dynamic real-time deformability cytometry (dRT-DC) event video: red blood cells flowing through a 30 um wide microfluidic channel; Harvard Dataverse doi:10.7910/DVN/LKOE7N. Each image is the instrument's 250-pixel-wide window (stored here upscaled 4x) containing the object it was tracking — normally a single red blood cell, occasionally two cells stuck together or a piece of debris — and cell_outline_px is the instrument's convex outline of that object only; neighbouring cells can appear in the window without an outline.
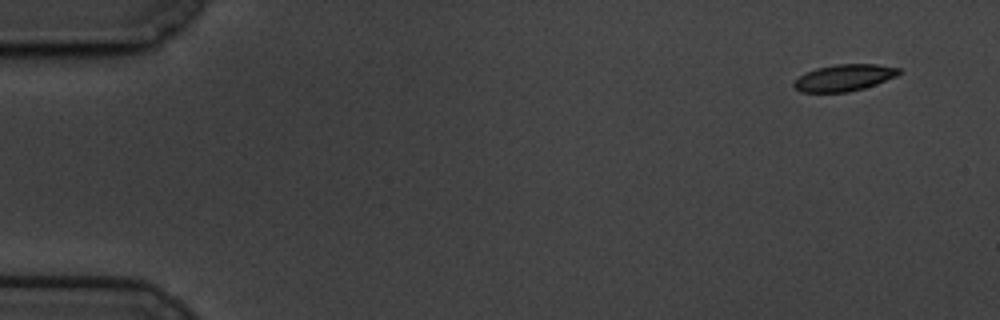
{"species": "common noctule bat (a hibernating species)", "species_latin": "Nyctalus noctula", "temperature_condition": "cold", "stored_images_in_passage": 57, "camera_frame_rate_fps": 3000, "um_per_image_px": 0.085, "animal": {"sex": "male", "body_mass_g": 19.5, "forearm_length_mm": 54.6}, "frame": {"image": 1, "passage_image": 1, "time_ms": 0.0, "image_size_px": [1000, 320], "cell_outline_px": [[900, 72], [896, 76], [876, 84], [864, 88], [848, 92], [800, 92], [792, 84], [800, 76], [816, 68], [836, 64], [876, 64], [900, 68]], "centroid_in_image_um": [71.76, 6.6], "position_along_channel_um": 13.2, "area_um2": 16.13}}
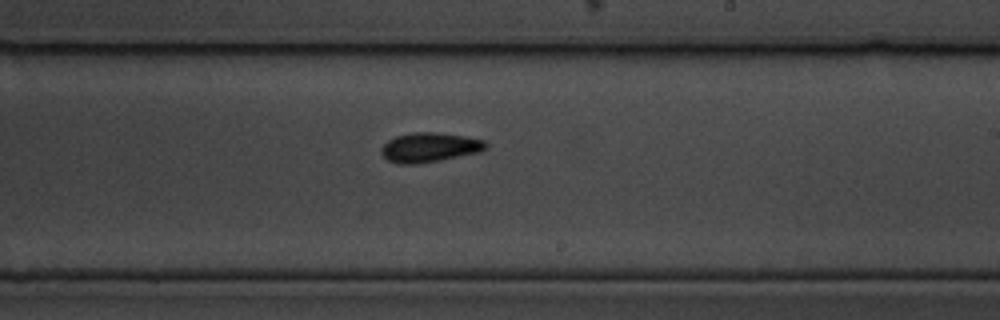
{"frame": {"image": 2, "passage_image": 33, "time_ms": 10.667, "image_size_px": [1000, 320], "cell_outline_px": [[488, 148], [480, 152], [440, 160], [416, 164], [400, 164], [388, 160], [380, 152], [380, 148], [388, 140], [396, 136], [412, 132], [436, 132], [464, 136], [484, 140], [488, 144]], "centroid_in_image_um": [36.52, 12.52], "position_along_channel_um": 252.5, "area_um2": 18.03}}
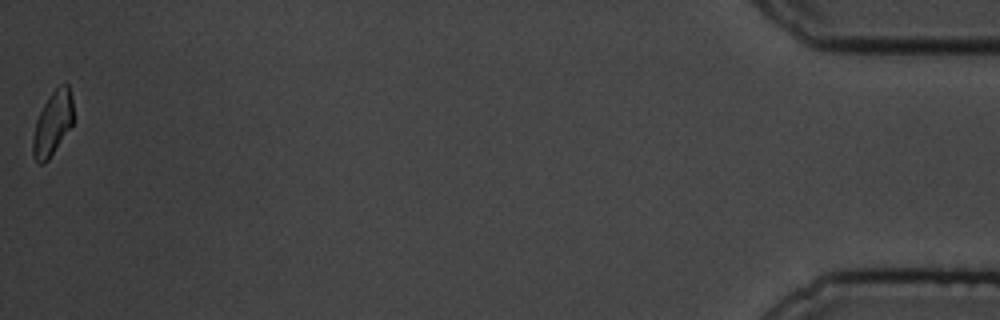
{"frame": {"image": 3, "passage_image": 57, "time_ms": 18.667, "image_size_px": [1000, 320], "cell_outline_px": [[72, 124], [48, 160], [44, 164], [40, 164], [36, 160], [32, 152], [32, 140], [36, 120], [48, 96], [60, 84], [68, 84], [72, 96]], "centroid_in_image_um": [4.46, 10.48], "position_along_channel_um": 430.7, "area_um2": 14.85}, "authors_computed_cell_mechanics": {"area_um2": 16.8776, "velocity_mm_per_s": 3.3773, "shape_relaxation_time_tau1_ms": 3.385, "shape_relaxation_time_tau2_ms": 3.87, "deformation_change_tau1": 0.1139, "deformation_change_tau2": 0.0792}}